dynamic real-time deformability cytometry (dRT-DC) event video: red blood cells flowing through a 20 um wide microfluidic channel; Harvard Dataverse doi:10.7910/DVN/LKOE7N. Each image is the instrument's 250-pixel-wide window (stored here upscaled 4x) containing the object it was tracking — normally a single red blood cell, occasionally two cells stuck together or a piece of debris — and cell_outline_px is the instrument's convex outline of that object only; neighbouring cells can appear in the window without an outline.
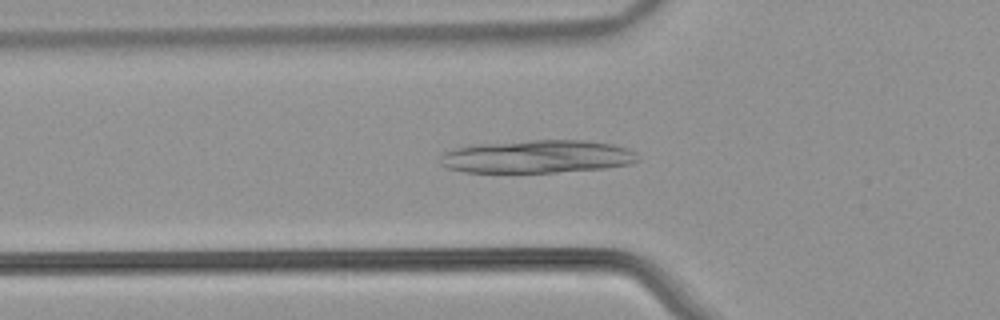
{"species": "common noctule bat (a hibernating species)", "species_latin": "Nyctalus noctula", "temperature_condition": "warm", "stored_images_in_passage": 44, "camera_frame_rate_fps": 3000, "um_per_image_px": 0.085, "animal": {"sex": "male", "body_mass_g": 21.5, "forearm_length_mm": 52.0}, "frame": {"image": 1, "passage_image": 13, "time_ms": 4.0, "image_size_px": [1000, 320], "cell_outline_px": [[640, 160], [632, 164], [604, 168], [556, 172], [464, 172], [448, 168], [440, 164], [440, 156], [444, 152], [468, 144], [532, 140], [584, 140], [612, 144], [628, 148], [636, 152]], "centroid_in_image_um": [45.66, 13.3], "position_along_channel_um": 80.1, "area_um2": 38.32}}
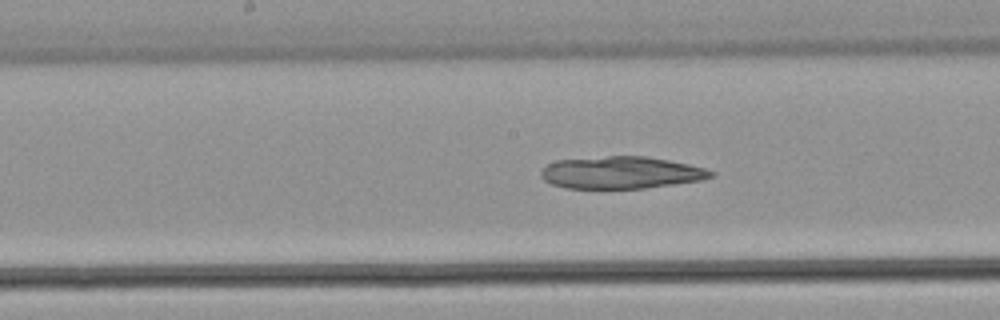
{"frame": {"image": 2, "passage_image": 22, "time_ms": 7.0, "image_size_px": [1000, 320], "cell_outline_px": [[716, 172], [712, 176], [700, 180], [644, 188], [564, 188], [552, 184], [544, 180], [540, 176], [540, 172], [548, 164], [556, 160], [608, 156], [644, 156], [668, 160], [688, 164], [704, 168]], "centroid_in_image_um": [52.76, 14.67], "position_along_channel_um": 195.4, "area_um2": 31.62}}
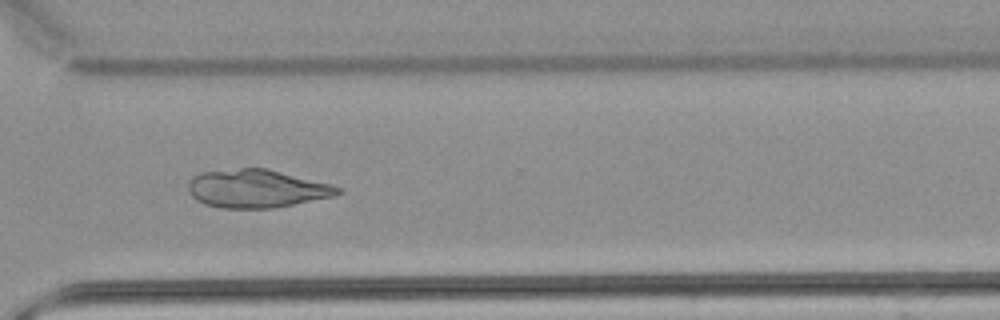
{"frame": {"image": 3, "passage_image": 34, "time_ms": 11.0, "image_size_px": [1000, 320], "cell_outline_px": [[344, 192], [336, 196], [272, 208], [220, 208], [204, 204], [196, 200], [192, 196], [188, 188], [188, 184], [192, 176], [200, 172], [240, 168], [268, 168], [332, 184], [344, 188]], "centroid_in_image_um": [21.85, 16.03], "position_along_channel_um": 348.7, "area_um2": 33.64}}